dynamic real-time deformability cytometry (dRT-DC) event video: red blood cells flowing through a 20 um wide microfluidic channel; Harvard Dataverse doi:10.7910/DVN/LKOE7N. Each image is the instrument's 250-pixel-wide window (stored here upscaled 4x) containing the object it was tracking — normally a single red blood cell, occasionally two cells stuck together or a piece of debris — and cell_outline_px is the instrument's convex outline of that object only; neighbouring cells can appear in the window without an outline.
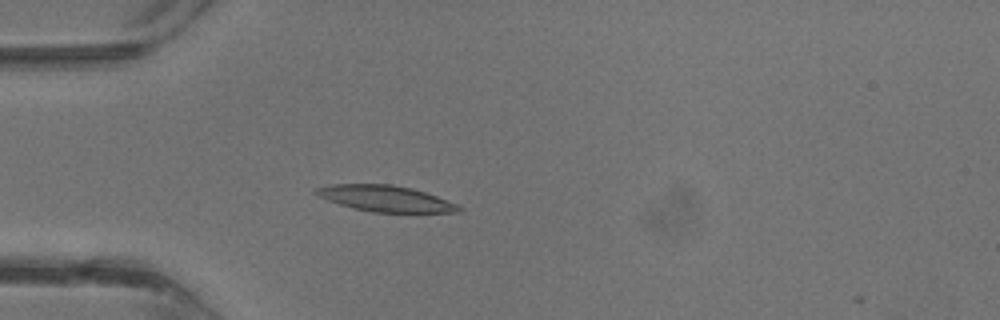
{"species": "common noctule bat (a hibernating species)", "species_latin": "Nyctalus noctula", "temperature_condition": "warm", "stored_images_in_passage": 31, "camera_frame_rate_fps": 3000, "um_per_image_px": 0.085, "animal": {"sex": "male", "body_mass_g": 13.3}, "frame": {"image": 1, "passage_image": 6, "time_ms": 1.667, "image_size_px": [1000, 320], "cell_outline_px": [[464, 208], [460, 212], [372, 212], [340, 204], [328, 200], [312, 192], [316, 188], [332, 184], [392, 184], [412, 188], [436, 196], [456, 204]], "centroid_in_image_um": [32.77, 16.87], "position_along_channel_um": 52.2, "area_um2": 21.39}}
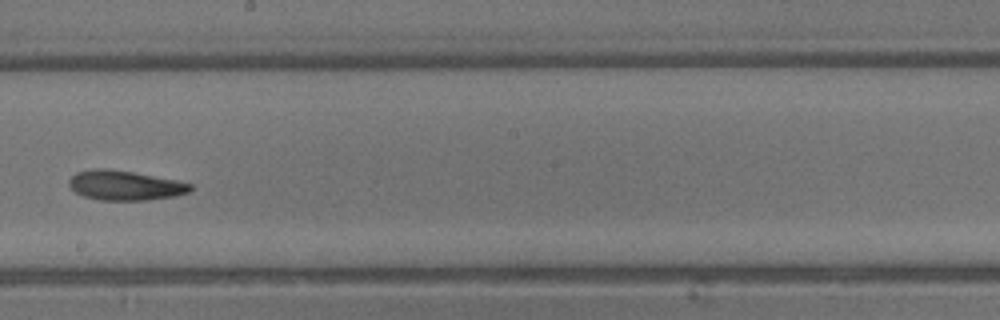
{"frame": {"image": 2, "passage_image": 17, "time_ms": 5.333, "image_size_px": [1000, 320], "cell_outline_px": [[192, 188], [188, 192], [176, 196], [148, 200], [100, 200], [84, 196], [76, 192], [68, 184], [68, 180], [76, 172], [96, 168], [104, 168], [132, 172], [176, 180], [192, 184]], "centroid_in_image_um": [10.62, 15.76], "position_along_channel_um": 237.6, "area_um2": 20.87}}
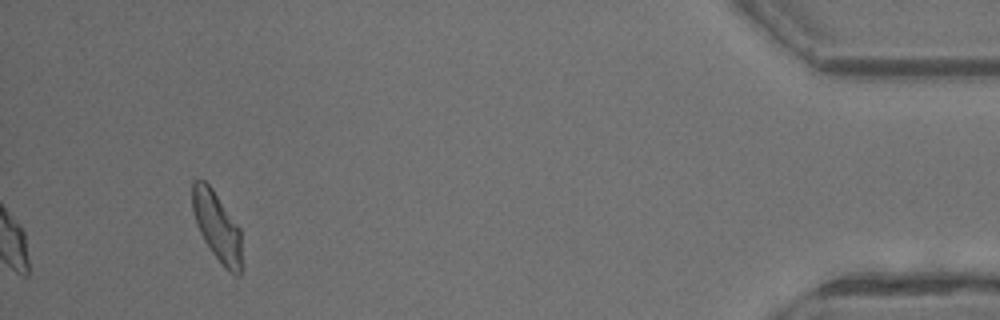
{"frame": {"image": 3, "passage_image": 31, "time_ms": 10.0, "image_size_px": [1000, 320], "cell_outline_px": [[244, 268], [240, 276], [236, 276], [228, 272], [224, 268], [212, 252], [204, 240], [196, 224], [192, 208], [192, 180], [204, 180], [212, 188], [240, 228], [244, 264]], "centroid_in_image_um": [18.5, 19.34], "position_along_channel_um": 416.7, "area_um2": 20.46}}